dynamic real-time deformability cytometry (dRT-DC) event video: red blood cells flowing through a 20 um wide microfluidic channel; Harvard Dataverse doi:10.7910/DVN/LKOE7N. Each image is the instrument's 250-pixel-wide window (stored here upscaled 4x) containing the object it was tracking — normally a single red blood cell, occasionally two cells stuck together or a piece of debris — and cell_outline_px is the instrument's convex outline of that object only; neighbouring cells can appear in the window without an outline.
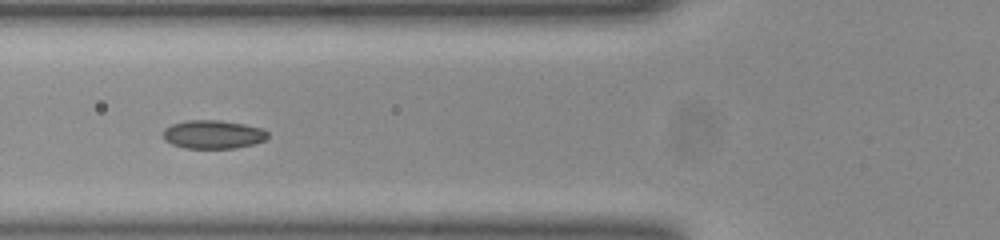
{"species": "common noctule bat (a hibernating species)", "species_latin": "Nyctalus noctula", "temperature_condition": "room temperature", "stored_images_in_passage": 20, "camera_frame_rate_fps": 3000, "um_per_image_px": 0.085, "animal": {"sex": "female", "body_mass_g": 23.0, "forearm_length_mm": 53.4}, "frame": {"image": 1, "passage_image": 6, "time_ms": 1.667, "image_size_px": [1000, 240], "cell_outline_px": [[268, 136], [264, 140], [252, 144], [236, 148], [184, 148], [172, 144], [164, 140], [164, 128], [172, 124], [188, 120], [220, 120], [244, 124], [260, 128], [268, 132]], "centroid_in_image_um": [18.09, 11.42], "position_along_channel_um": 107.7, "area_um2": 17.28}}
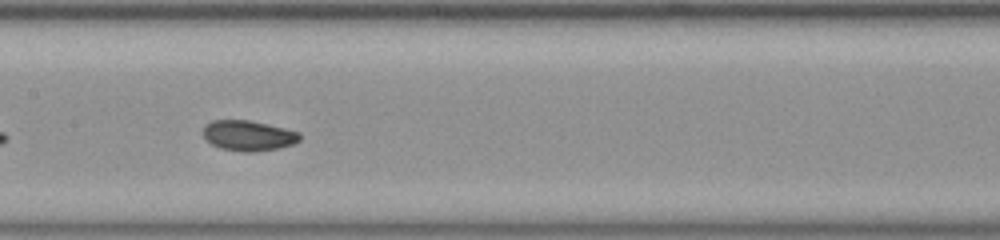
{"frame": {"image": 2, "passage_image": 12, "time_ms": 3.667, "image_size_px": [1000, 240], "cell_outline_px": [[300, 140], [292, 144], [280, 148], [252, 152], [244, 152], [220, 148], [204, 140], [204, 124], [212, 120], [248, 120], [284, 128], [300, 132]], "centroid_in_image_um": [21.09, 11.53], "position_along_channel_um": 186.3, "area_um2": 17.11}}
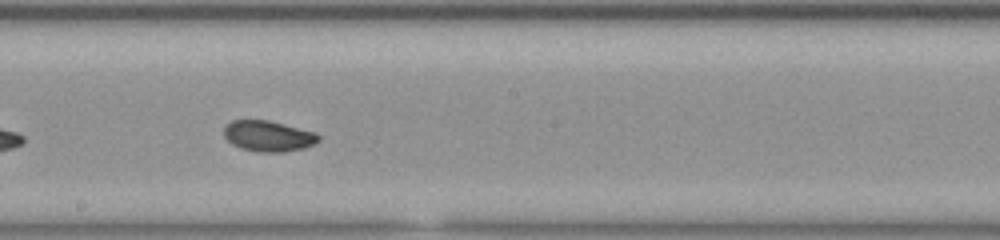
{"frame": {"image": 3, "passage_image": 15, "time_ms": 4.667, "image_size_px": [1000, 240], "cell_outline_px": [[320, 140], [316, 144], [304, 148], [284, 152], [256, 152], [240, 148], [232, 144], [224, 136], [224, 124], [232, 120], [268, 120], [316, 132], [320, 136]], "centroid_in_image_um": [22.81, 11.57], "position_along_channel_um": 225.4, "area_um2": 17.22}}